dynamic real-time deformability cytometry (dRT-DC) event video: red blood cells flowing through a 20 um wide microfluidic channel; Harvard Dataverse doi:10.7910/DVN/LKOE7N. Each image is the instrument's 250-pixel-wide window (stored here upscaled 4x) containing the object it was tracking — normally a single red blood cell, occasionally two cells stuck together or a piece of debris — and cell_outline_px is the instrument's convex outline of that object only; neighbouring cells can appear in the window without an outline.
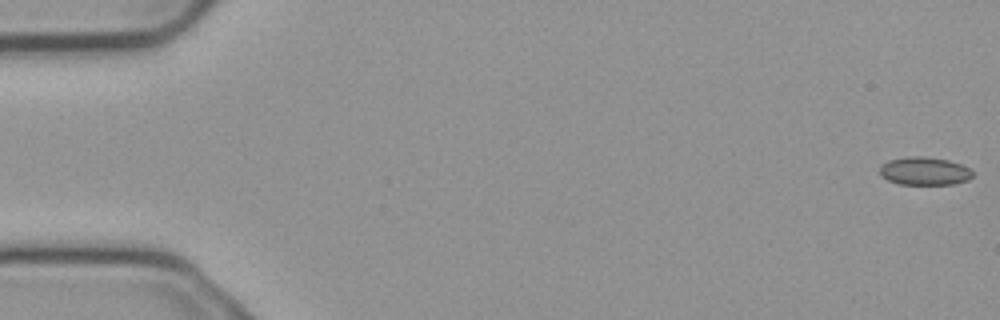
{"species": "common noctule bat (a hibernating species)", "species_latin": "Nyctalus noctula", "temperature_condition": "cold", "stored_images_in_passage": 5, "camera_frame_rate_fps": 3000, "um_per_image_px": 0.085, "animal": {"sex": "male", "body_mass_g": 23.1, "forearm_length_mm": 52.7}, "frame": {"image": 1, "passage_image": 1, "time_ms": 0.0, "image_size_px": [1000, 320], "cell_outline_px": [[972, 176], [968, 180], [952, 184], [900, 184], [888, 180], [880, 176], [880, 168], [888, 160], [908, 156], [924, 156], [948, 160], [960, 164], [968, 168], [972, 172]], "centroid_in_image_um": [78.56, 14.54], "position_along_channel_um": 6.4, "area_um2": 15.09}}